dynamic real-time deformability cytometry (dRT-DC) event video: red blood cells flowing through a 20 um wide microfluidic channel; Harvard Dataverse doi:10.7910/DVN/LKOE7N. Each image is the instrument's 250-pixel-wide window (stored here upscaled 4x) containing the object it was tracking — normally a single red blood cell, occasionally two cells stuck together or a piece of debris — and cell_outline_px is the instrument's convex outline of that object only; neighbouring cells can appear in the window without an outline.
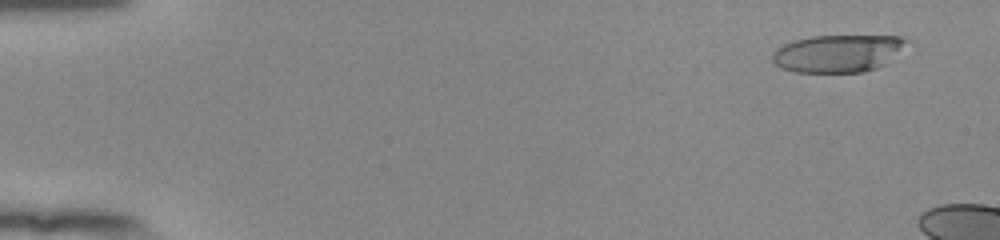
{"species": "human", "species_latin": "Homo sapiens", "temperature_condition": "room temperature", "stored_images_in_passage": 12, "camera_frame_rate_fps": 3000, "um_per_image_px": 0.085, "donor": {"sex": "female"}, "frame": {"image": 1, "passage_image": 4, "time_ms": 1.0, "image_size_px": [1000, 240], "cell_outline_px": [[908, 40], [884, 64], [876, 68], [864, 72], [796, 72], [780, 68], [772, 60], [772, 52], [776, 48], [792, 40], [812, 36], [900, 36]], "centroid_in_image_um": [71.12, 4.54], "position_along_channel_um": 13.9, "area_um2": 28.96}}